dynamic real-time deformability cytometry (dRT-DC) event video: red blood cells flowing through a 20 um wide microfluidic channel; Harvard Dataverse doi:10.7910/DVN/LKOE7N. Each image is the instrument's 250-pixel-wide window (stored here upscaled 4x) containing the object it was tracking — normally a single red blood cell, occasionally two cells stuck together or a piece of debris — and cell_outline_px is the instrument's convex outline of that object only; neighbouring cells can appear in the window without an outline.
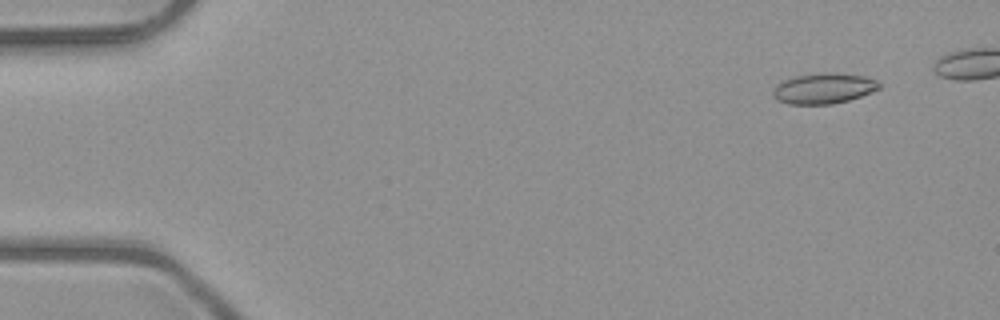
{"species": "common noctule bat (a hibernating species)", "species_latin": "Nyctalus noctula", "temperature_condition": "room temperature", "stored_images_in_passage": 46, "camera_frame_rate_fps": 3000, "um_per_image_px": 0.085, "animal": {"sex": "male", "body_mass_g": 23.1, "forearm_length_mm": 52.7}, "frame": {"image": 1, "passage_image": 5, "time_ms": 1.333, "image_size_px": [1000, 320], "cell_outline_px": [[880, 88], [860, 96], [848, 100], [832, 104], [788, 104], [776, 100], [772, 96], [772, 92], [776, 84], [784, 80], [796, 76], [868, 76], [876, 80], [880, 84]], "centroid_in_image_um": [69.95, 7.58], "position_along_channel_um": 15.0, "area_um2": 17.86}}
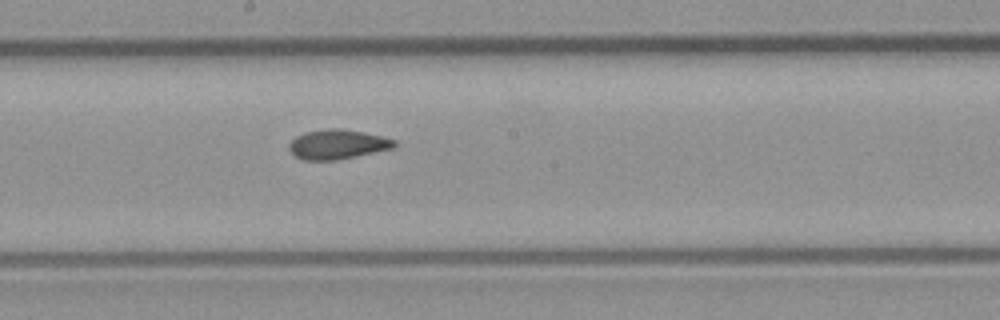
{"frame": {"image": 2, "passage_image": 29, "time_ms": 9.333, "image_size_px": [1000, 320], "cell_outline_px": [[396, 144], [392, 148], [356, 156], [336, 160], [300, 160], [288, 148], [288, 144], [296, 136], [304, 132], [328, 128], [340, 128], [384, 136], [396, 140]], "centroid_in_image_um": [28.66, 12.26], "position_along_channel_um": 219.5, "area_um2": 18.15}}
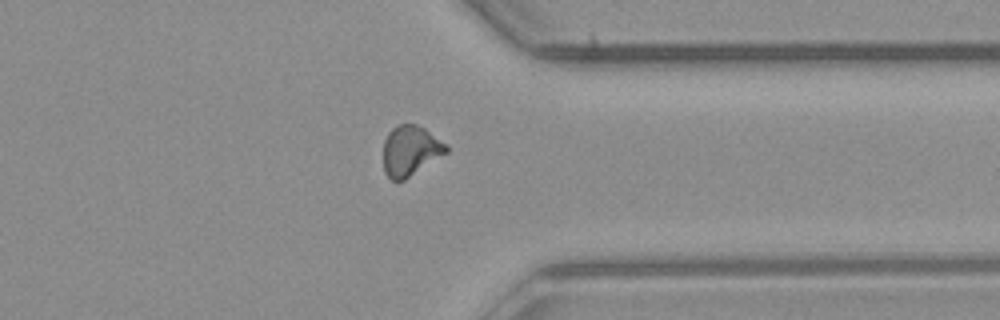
{"frame": {"image": 3, "passage_image": 41, "time_ms": 13.333, "image_size_px": [1000, 320], "cell_outline_px": [[448, 152], [404, 180], [392, 180], [384, 172], [384, 140], [388, 132], [392, 128], [400, 124], [416, 124], [424, 128], [448, 144]], "centroid_in_image_um": [34.89, 12.8], "position_along_channel_um": 376.5, "area_um2": 18.38}}